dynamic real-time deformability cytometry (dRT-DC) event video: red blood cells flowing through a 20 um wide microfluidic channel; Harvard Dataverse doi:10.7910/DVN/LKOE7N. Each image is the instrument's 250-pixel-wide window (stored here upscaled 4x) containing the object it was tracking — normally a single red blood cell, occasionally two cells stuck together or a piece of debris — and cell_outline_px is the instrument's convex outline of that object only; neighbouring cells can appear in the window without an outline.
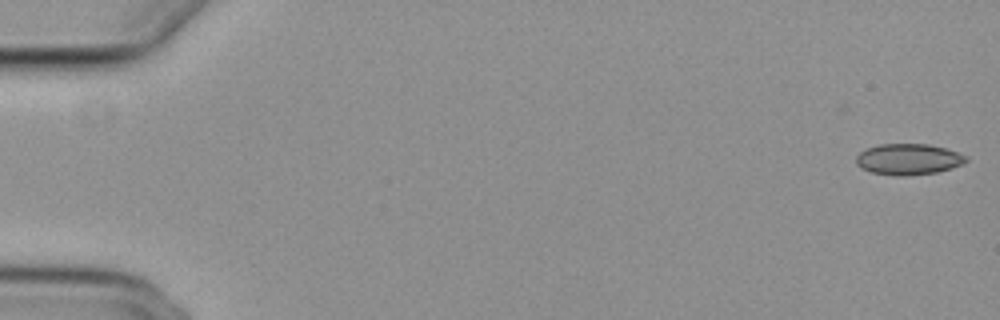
{"species": "common noctule bat (a hibernating species)", "species_latin": "Nyctalus noctula", "temperature_condition": "cold", "stored_images_in_passage": 55, "camera_frame_rate_fps": 3000, "um_per_image_px": 0.085, "animal": {"sex": "female", "body_mass_g": 29.2, "forearm_length_mm": 56.3}, "frame": {"image": 1, "passage_image": 1, "time_ms": 0.0, "image_size_px": [1000, 320], "cell_outline_px": [[968, 160], [952, 168], [936, 172], [904, 176], [900, 176], [872, 172], [860, 168], [856, 164], [856, 156], [860, 152], [868, 148], [880, 144], [928, 144], [944, 148], [968, 156]], "centroid_in_image_um": [77.2, 13.53], "position_along_channel_um": 7.8, "area_um2": 19.71}}
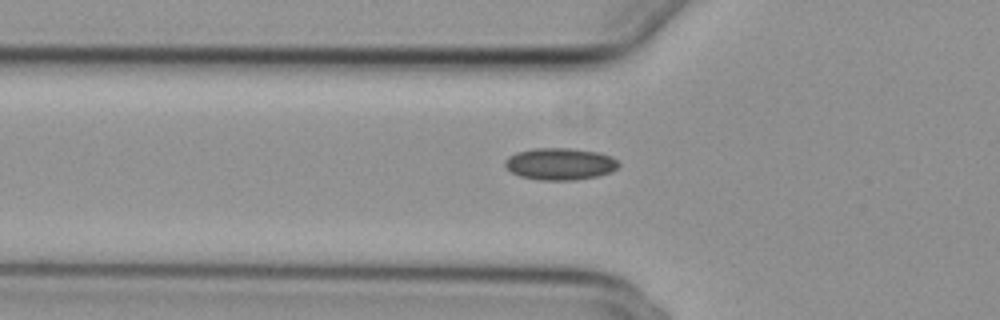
{"frame": {"image": 2, "passage_image": 19, "time_ms": 6.0, "image_size_px": [1000, 320], "cell_outline_px": [[620, 164], [612, 172], [596, 176], [576, 180], [540, 180], [520, 176], [512, 172], [504, 164], [504, 160], [508, 156], [516, 152], [532, 148], [572, 148], [600, 152], [612, 156]], "centroid_in_image_um": [47.61, 13.92], "position_along_channel_um": 78.2, "area_um2": 21.33}}
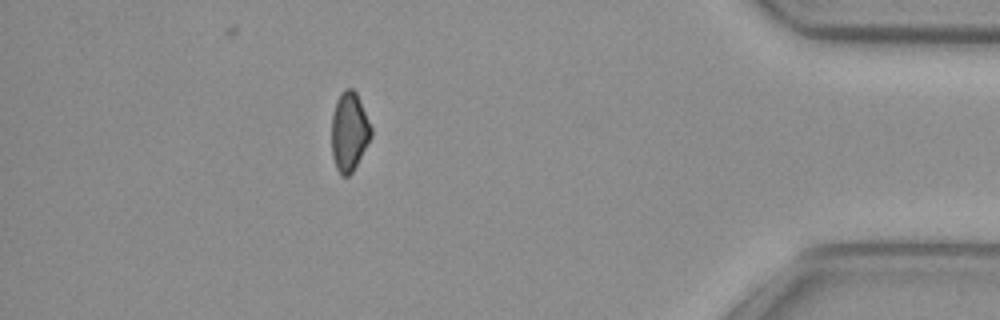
{"frame": {"image": 3, "passage_image": 48, "time_ms": 15.667, "image_size_px": [1000, 320], "cell_outline_px": [[372, 136], [352, 172], [348, 176], [340, 176], [336, 168], [332, 156], [332, 116], [336, 100], [340, 92], [344, 88], [352, 88], [356, 92], [372, 128]], "centroid_in_image_um": [29.67, 11.18], "position_along_channel_um": 405.5, "area_um2": 18.21}}